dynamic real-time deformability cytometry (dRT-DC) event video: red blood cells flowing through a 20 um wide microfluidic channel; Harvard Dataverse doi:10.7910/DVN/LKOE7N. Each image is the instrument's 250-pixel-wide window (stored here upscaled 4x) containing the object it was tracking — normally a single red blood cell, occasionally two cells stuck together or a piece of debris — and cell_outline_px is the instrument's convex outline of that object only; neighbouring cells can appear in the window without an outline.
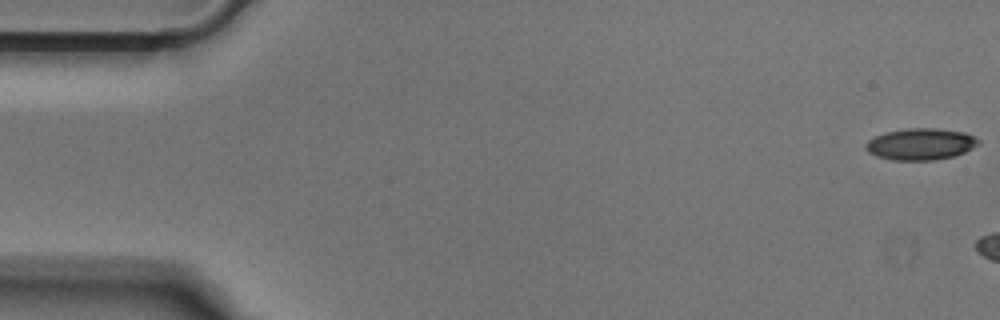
{"species": "Egyptian fruit bat (a non-hibernating species)", "species_latin": "Rousettus aegyptiacus", "temperature_condition": "cold", "stored_images_in_passage": 6, "camera_frame_rate_fps": 3000, "um_per_image_px": 0.085, "animal": {"sex": "male"}, "frame": {"image": 1, "passage_image": 1, "time_ms": 0.0, "image_size_px": [1000, 320], "cell_outline_px": [[980, 144], [956, 156], [936, 160], [892, 160], [876, 156], [868, 152], [864, 148], [864, 144], [872, 136], [884, 132], [908, 128], [936, 128], [964, 132], [976, 136], [980, 140]], "centroid_in_image_um": [78.24, 12.24], "position_along_channel_um": 6.8, "area_um2": 21.15}}